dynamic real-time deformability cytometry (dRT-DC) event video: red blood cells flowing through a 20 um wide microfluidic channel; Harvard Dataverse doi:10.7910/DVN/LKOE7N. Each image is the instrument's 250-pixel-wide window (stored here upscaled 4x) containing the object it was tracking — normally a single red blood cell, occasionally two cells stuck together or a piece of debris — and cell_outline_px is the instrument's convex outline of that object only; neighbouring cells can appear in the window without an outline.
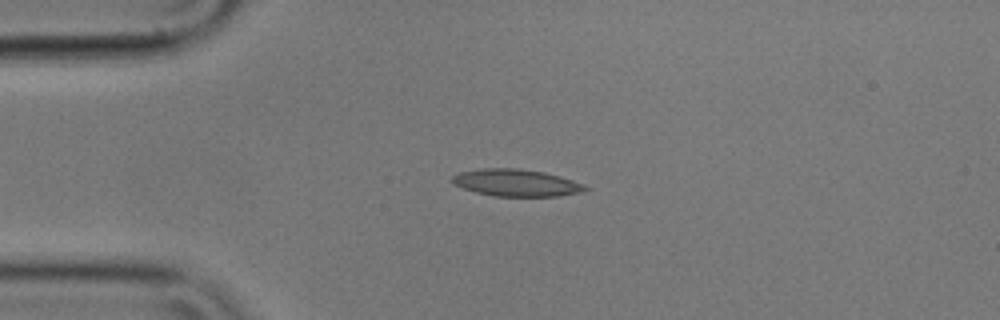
{"species": "common noctule bat (a hibernating species)", "species_latin": "Nyctalus noctula", "temperature_condition": "cold", "stored_images_in_passage": 4, "camera_frame_rate_fps": 3000, "um_per_image_px": 0.085, "animal": {"sex": "male", "body_mass_g": 17.9}, "frame": {"image": 1, "passage_image": 3, "time_ms": 0.667, "image_size_px": [1000, 320], "cell_outline_px": [[588, 188], [576, 192], [560, 196], [492, 196], [476, 192], [452, 184], [452, 176], [460, 172], [480, 168], [520, 168], [544, 172], [560, 176], [584, 184]], "centroid_in_image_um": [43.83, 15.52], "position_along_channel_um": 41.2, "area_um2": 20.87}}